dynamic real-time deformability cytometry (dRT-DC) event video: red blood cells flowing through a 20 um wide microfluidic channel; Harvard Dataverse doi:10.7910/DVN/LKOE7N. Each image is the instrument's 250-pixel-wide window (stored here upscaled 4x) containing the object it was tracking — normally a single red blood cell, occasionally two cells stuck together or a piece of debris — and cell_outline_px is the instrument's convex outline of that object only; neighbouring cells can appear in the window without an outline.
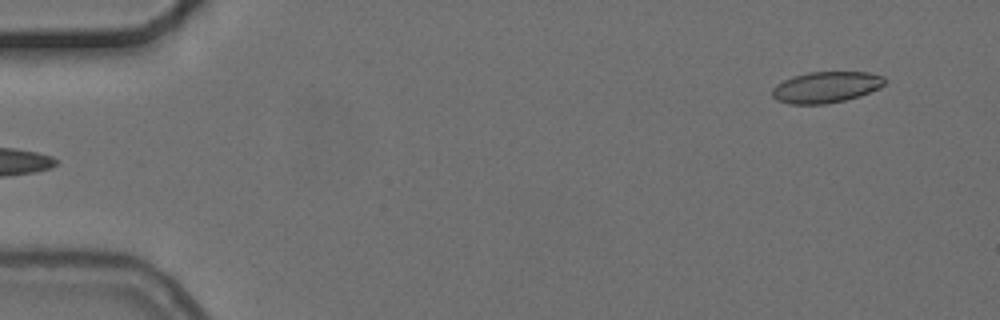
{"species": "common noctule bat (a hibernating species)", "species_latin": "Nyctalus noctula", "temperature_condition": "cold", "stored_images_in_passage": 5, "segment_of_instrument_passage": [2, 2], "camera_frame_rate_fps": 3000, "um_per_image_px": 0.085, "animal": {"sex": "female", "body_mass_g": 24.6, "forearm_length_mm": 56.2}, "frame": {"image": 1, "passage_image": 5, "time_ms": 6.0, "image_size_px": [1000, 320], "cell_outline_px": [[888, 80], [880, 88], [860, 96], [844, 100], [824, 104], [788, 104], [776, 100], [772, 96], [772, 88], [776, 84], [792, 76], [808, 72], [868, 72], [884, 76]], "centroid_in_image_um": [70.22, 7.4], "position_along_channel_um": 14.8, "area_um2": 20.63}}